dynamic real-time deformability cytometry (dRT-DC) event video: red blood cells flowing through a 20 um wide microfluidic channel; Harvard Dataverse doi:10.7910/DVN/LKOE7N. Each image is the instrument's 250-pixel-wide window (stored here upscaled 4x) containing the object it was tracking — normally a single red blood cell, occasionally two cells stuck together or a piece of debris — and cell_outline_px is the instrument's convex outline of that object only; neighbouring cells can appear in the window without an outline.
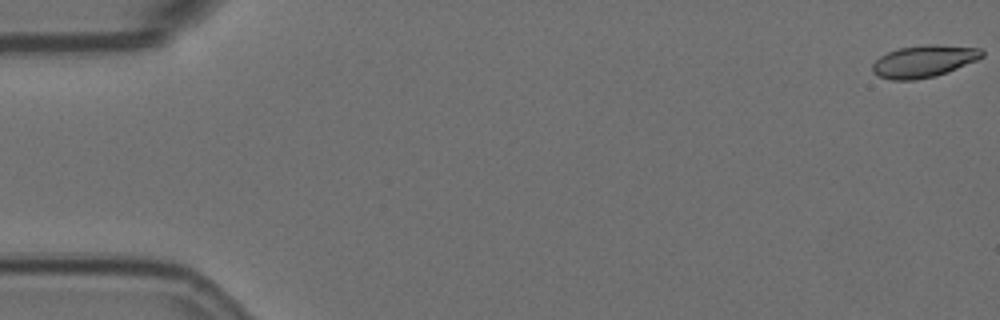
{"species": "Egyptian fruit bat (a non-hibernating species)", "species_latin": "Rousettus aegyptiacus", "temperature_condition": "room temperature", "stored_images_in_passage": 59, "camera_frame_rate_fps": 3000, "um_per_image_px": 0.085, "animal": {"sex": "female"}, "frame": {"image": 1, "passage_image": 1, "time_ms": 0.0, "image_size_px": [1000, 320], "cell_outline_px": [[984, 56], [976, 60], [936, 76], [916, 80], [892, 80], [876, 76], [872, 72], [872, 64], [880, 56], [888, 52], [900, 48], [924, 44], [936, 44], [980, 48], [984, 52]], "centroid_in_image_um": [78.49, 5.21], "position_along_channel_um": 6.5, "area_um2": 20.52}}
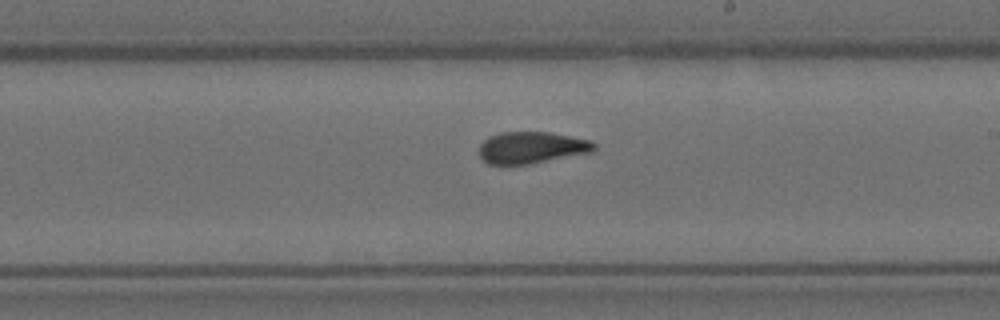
{"frame": {"image": 2, "passage_image": 34, "time_ms": 11.0, "image_size_px": [1000, 320], "cell_outline_px": [[596, 148], [592, 152], [528, 164], [488, 164], [480, 156], [480, 144], [488, 136], [500, 132], [548, 132], [592, 140], [596, 144]], "centroid_in_image_um": [45.19, 12.53], "position_along_channel_um": 243.8, "area_um2": 21.21}}
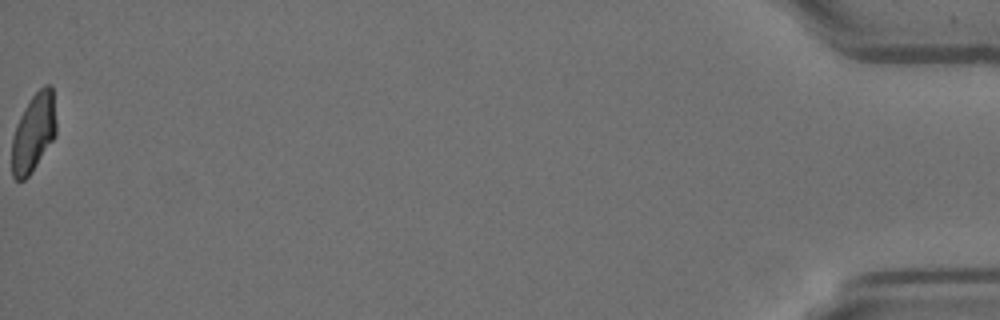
{"frame": {"image": 3, "passage_image": 59, "time_ms": 19.333, "image_size_px": [1000, 320], "cell_outline_px": [[56, 136], [32, 172], [24, 180], [16, 180], [12, 176], [12, 136], [16, 124], [24, 108], [32, 96], [44, 84], [52, 84], [56, 120]], "centroid_in_image_um": [2.86, 11.27], "position_along_channel_um": 432.3, "area_um2": 20.46}, "authors_computed_cell_mechanics": {"area_um2": 21.386, "velocity_mm_per_s": 3.5007, "shape_relaxation_time_tau1_ms": null, "shape_relaxation_time_tau2_ms": 1.3772, "deformation_change_tau1": null, "deformation_change_tau2": 0.0569}}